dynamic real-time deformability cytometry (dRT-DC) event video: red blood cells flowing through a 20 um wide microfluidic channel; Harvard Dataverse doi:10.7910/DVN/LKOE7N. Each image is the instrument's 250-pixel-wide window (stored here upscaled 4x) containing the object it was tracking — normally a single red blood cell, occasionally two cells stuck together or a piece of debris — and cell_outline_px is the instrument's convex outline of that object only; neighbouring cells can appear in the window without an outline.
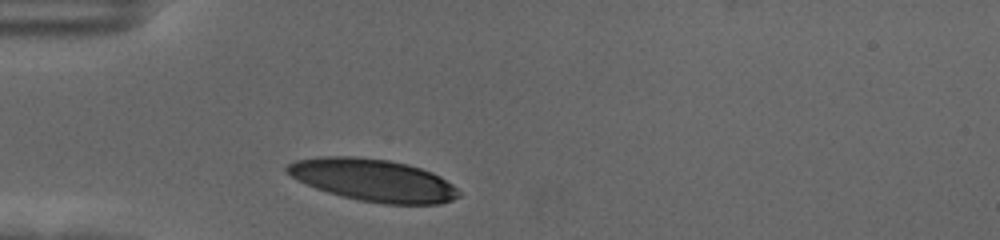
{"species": "human", "species_latin": "Homo sapiens", "temperature_condition": "cold", "stored_images_in_passage": 31, "camera_frame_rate_fps": 3000, "um_per_image_px": 0.085, "donor": {"sex": "female"}, "frame": {"image": 1, "passage_image": 1, "time_ms": 0.0, "image_size_px": [1000, 240], "cell_outline_px": [[460, 196], [452, 200], [440, 204], [384, 204], [360, 200], [340, 196], [316, 188], [284, 172], [284, 168], [288, 164], [296, 160], [320, 156], [356, 156], [388, 160], [408, 164], [432, 172], [440, 176], [452, 184], [460, 192]], "centroid_in_image_um": [31.73, 15.31], "position_along_channel_um": 53.3, "area_um2": 42.31}}
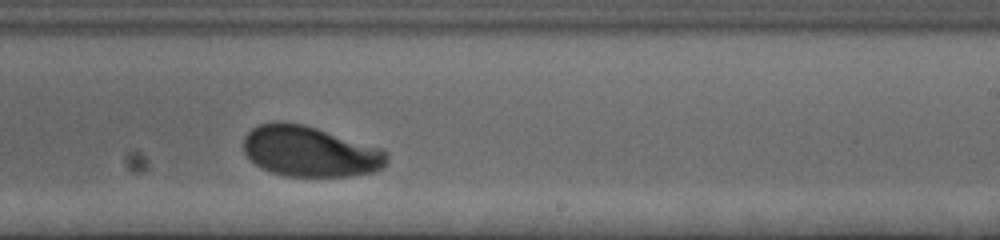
{"frame": {"image": 2, "passage_image": 20, "time_ms": 6.333, "image_size_px": [1000, 240], "cell_outline_px": [[388, 160], [384, 168], [372, 172], [352, 176], [288, 176], [272, 172], [260, 168], [244, 152], [244, 136], [252, 128], [260, 124], [276, 120], [280, 120], [304, 124], [380, 148], [388, 152]], "centroid_in_image_um": [26.34, 12.86], "position_along_channel_um": 262.7, "area_um2": 42.37}}
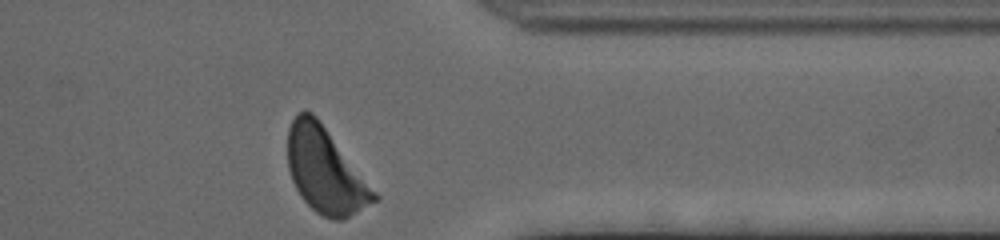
{"frame": {"image": 3, "passage_image": 31, "time_ms": 10.0, "image_size_px": [1000, 240], "cell_outline_px": [[380, 200], [344, 220], [332, 220], [316, 212], [300, 196], [292, 180], [288, 168], [288, 128], [292, 120], [300, 112], [312, 112], [316, 116], [380, 196]], "centroid_in_image_um": [27.68, 14.54], "position_along_channel_um": 383.7, "area_um2": 42.71}, "authors_computed_cell_mechanics": {"area_um2": 43.4656, "velocity_mm_per_s": 3.5118, "shape_relaxation_time_tau1_ms": 4.7322, "shape_relaxation_time_tau2_ms": 6.177, "deformation_change_tau1": 0.2175, "deformation_change_tau2": 0.1034}}